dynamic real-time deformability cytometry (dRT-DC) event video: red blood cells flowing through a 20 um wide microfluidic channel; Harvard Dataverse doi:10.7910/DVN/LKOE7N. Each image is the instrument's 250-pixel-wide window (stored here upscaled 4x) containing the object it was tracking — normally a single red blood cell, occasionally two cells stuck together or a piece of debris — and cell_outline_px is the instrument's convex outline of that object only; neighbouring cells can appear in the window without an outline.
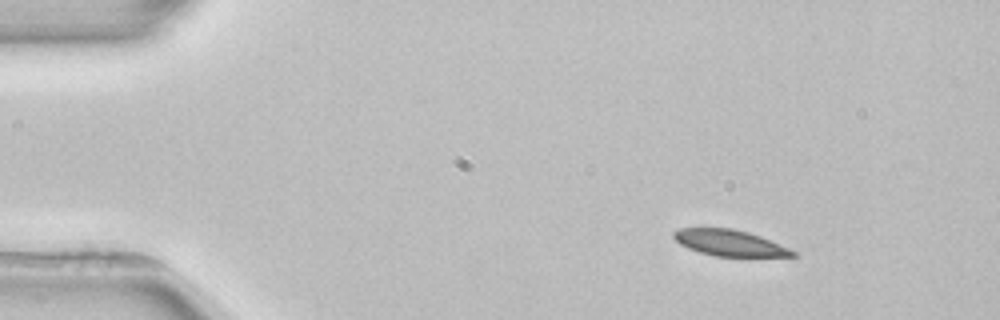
{"species": "common noctule bat (a hibernating species)", "species_latin": "Nyctalus noctula", "temperature_condition": "room temperature", "stored_images_in_passage": 3, "camera_frame_rate_fps": 3000, "um_per_image_px": 0.085, "animal": {"sex": "female", "body_mass_g": 22.7, "forearm_length_mm": 54.2}, "frame": {"image": 1, "passage_image": 1, "time_ms": 0.0, "image_size_px": [1000, 320], "cell_outline_px": [[800, 256], [716, 256], [700, 252], [688, 248], [680, 244], [672, 236], [672, 232], [680, 228], [732, 228], [748, 232], [760, 236], [788, 248], [796, 252]], "centroid_in_image_um": [61.99, 20.64], "position_along_channel_um": 23.0, "area_um2": 17.92}}
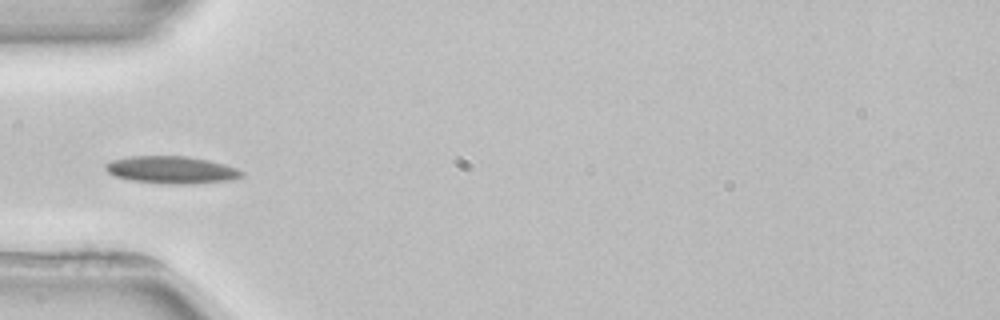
{"frame": {"image": 2, "passage_image": 3, "time_ms": 3.333, "image_size_px": [1000, 320], "cell_outline_px": [[244, 176], [232, 180], [184, 184], [168, 184], [132, 180], [116, 176], [108, 172], [104, 168], [104, 164], [112, 160], [132, 156], [188, 156], [208, 160], [224, 164], [236, 168], [244, 172]], "centroid_in_image_um": [14.6, 14.43], "position_along_channel_um": 70.4, "area_um2": 21.62}}